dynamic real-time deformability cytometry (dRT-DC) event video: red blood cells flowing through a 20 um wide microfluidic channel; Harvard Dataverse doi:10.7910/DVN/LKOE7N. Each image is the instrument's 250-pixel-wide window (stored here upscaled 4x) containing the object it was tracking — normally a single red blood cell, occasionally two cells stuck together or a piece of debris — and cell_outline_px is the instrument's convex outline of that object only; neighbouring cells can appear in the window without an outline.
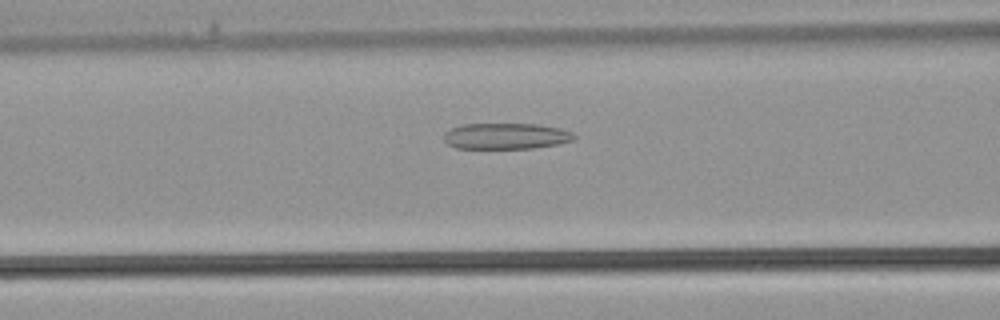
{"species": "common noctule bat (a hibernating species)", "species_latin": "Nyctalus noctula", "temperature_condition": "warm", "stored_images_in_passage": 33, "camera_frame_rate_fps": 3000, "um_per_image_px": 0.085, "animal": {"sex": "male", "body_mass_g": 21.5, "forearm_length_mm": 52.0}, "frame": {"image": 1, "passage_image": 11, "time_ms": 3.333, "image_size_px": [1000, 320], "cell_outline_px": [[576, 136], [572, 140], [560, 144], [532, 148], [456, 148], [448, 144], [444, 140], [444, 132], [460, 124], [536, 124], [560, 128], [572, 132]], "centroid_in_image_um": [43.0, 11.56], "position_along_channel_um": 123.6, "area_um2": 19.77}}
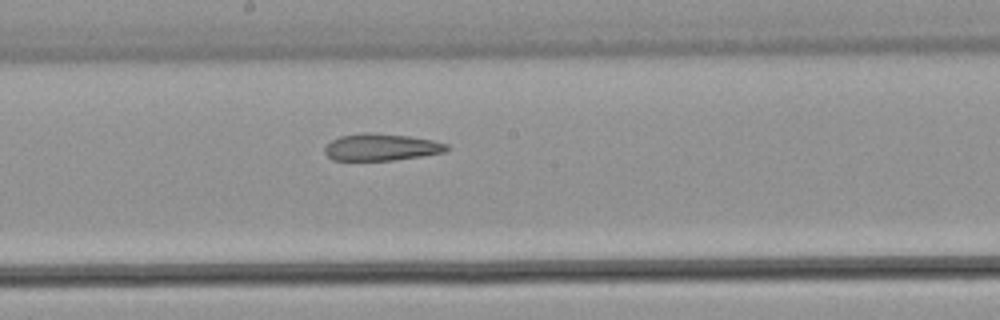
{"frame": {"image": 2, "passage_image": 16, "time_ms": 5.0, "image_size_px": [1000, 320], "cell_outline_px": [[448, 148], [444, 152], [420, 156], [392, 160], [332, 160], [324, 152], [324, 148], [332, 140], [340, 136], [364, 132], [372, 132], [408, 136], [432, 140], [448, 144]], "centroid_in_image_um": [32.38, 12.5], "position_along_channel_um": 215.8, "area_um2": 19.02}}
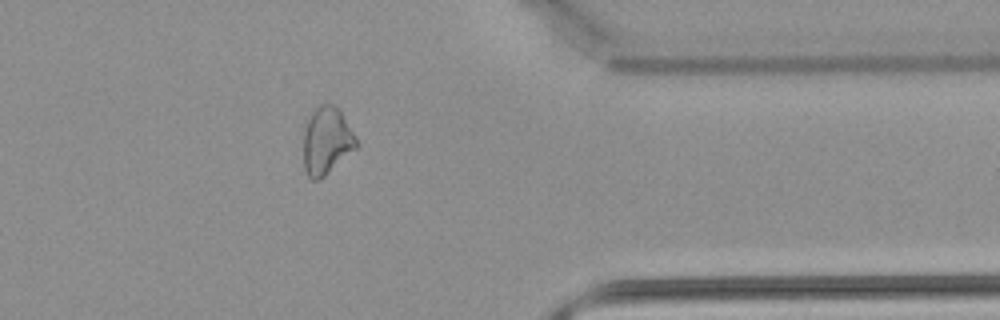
{"frame": {"image": 3, "passage_image": 26, "time_ms": 8.333, "image_size_px": [1000, 320], "cell_outline_px": [[360, 144], [356, 148], [320, 180], [312, 180], [308, 176], [304, 168], [304, 132], [308, 120], [312, 112], [320, 104], [332, 104], [340, 112]], "centroid_in_image_um": [27.76, 12.0], "position_along_channel_um": 383.6, "area_um2": 20.4}}